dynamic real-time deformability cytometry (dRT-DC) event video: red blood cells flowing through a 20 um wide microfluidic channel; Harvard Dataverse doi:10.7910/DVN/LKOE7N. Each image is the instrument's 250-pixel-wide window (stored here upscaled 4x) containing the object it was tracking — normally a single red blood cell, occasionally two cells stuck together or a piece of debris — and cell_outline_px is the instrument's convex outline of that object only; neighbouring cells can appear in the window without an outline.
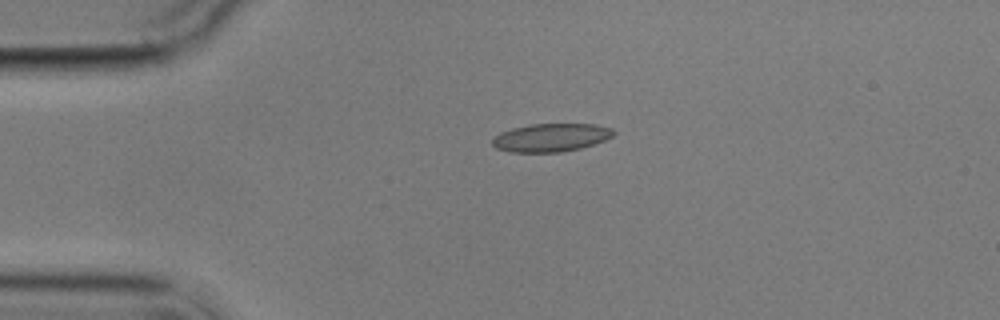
{"species": "common noctule bat (a hibernating species)", "species_latin": "Nyctalus noctula", "temperature_condition": "cold", "stored_images_in_passage": 2, "camera_frame_rate_fps": 3000, "um_per_image_px": 0.085, "animal": {"sex": "male", "body_mass_g": 17.9}, "frame": {"image": 1, "passage_image": 1, "time_ms": 0.0, "image_size_px": [1000, 320], "cell_outline_px": [[616, 132], [612, 136], [604, 140], [580, 148], [560, 152], [508, 152], [496, 148], [492, 144], [492, 140], [500, 132], [512, 128], [532, 124], [596, 124], [612, 128]], "centroid_in_image_um": [46.82, 11.69], "position_along_channel_um": 38.2, "area_um2": 19.83}}